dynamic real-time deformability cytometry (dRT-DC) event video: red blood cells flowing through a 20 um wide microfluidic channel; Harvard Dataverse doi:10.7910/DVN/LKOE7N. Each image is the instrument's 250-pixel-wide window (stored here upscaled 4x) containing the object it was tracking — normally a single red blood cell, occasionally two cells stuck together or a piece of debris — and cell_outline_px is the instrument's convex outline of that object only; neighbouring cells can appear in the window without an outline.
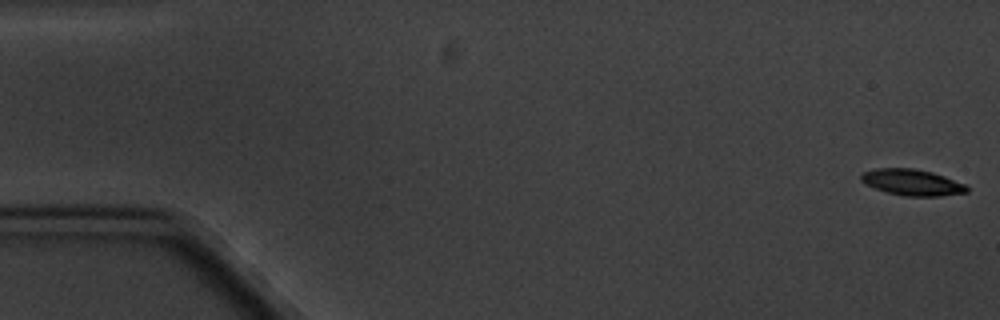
{"species": "common noctule bat (a hibernating species)", "species_latin": "Nyctalus noctula", "temperature_condition": "cold", "stored_images_in_passage": 5, "camera_frame_rate_fps": 3000, "um_per_image_px": 0.085, "animal": {"sex": "male", "body_mass_g": 20.1, "forearm_length_mm": 53.5}, "frame": {"image": 1, "passage_image": 1, "time_ms": 0.0, "image_size_px": [1000, 320], "cell_outline_px": [[968, 192], [940, 196], [904, 196], [888, 192], [876, 188], [860, 180], [860, 172], [876, 168], [912, 168], [932, 172], [944, 176], [964, 184], [968, 188]], "centroid_in_image_um": [77.51, 15.49], "position_along_channel_um": 7.5, "area_um2": 16.01}}